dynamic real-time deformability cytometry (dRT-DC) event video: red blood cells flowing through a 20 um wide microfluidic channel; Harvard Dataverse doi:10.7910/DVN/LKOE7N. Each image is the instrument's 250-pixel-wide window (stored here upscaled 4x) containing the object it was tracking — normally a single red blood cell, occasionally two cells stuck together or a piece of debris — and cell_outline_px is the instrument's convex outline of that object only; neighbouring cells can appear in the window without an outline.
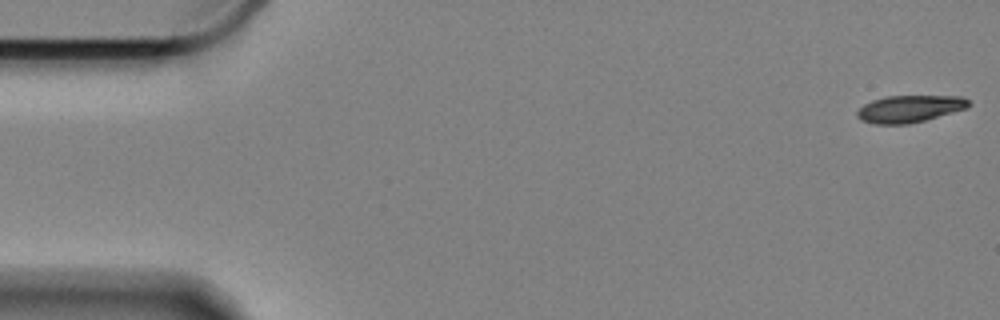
{"species": "Egyptian fruit bat (a non-hibernating species)", "species_latin": "Rousettus aegyptiacus", "temperature_condition": "cold", "stored_images_in_passage": 56, "camera_frame_rate_fps": 3000, "um_per_image_px": 0.085, "animal": {"sex": "female"}, "frame": {"image": 1, "passage_image": 1, "time_ms": 0.0, "image_size_px": [1000, 320], "cell_outline_px": [[972, 104], [964, 108], [952, 112], [924, 120], [908, 124], [876, 124], [860, 120], [856, 116], [856, 112], [864, 104], [872, 100], [884, 96], [964, 96]], "centroid_in_image_um": [77.28, 9.24], "position_along_channel_um": 7.7, "area_um2": 17.51}}
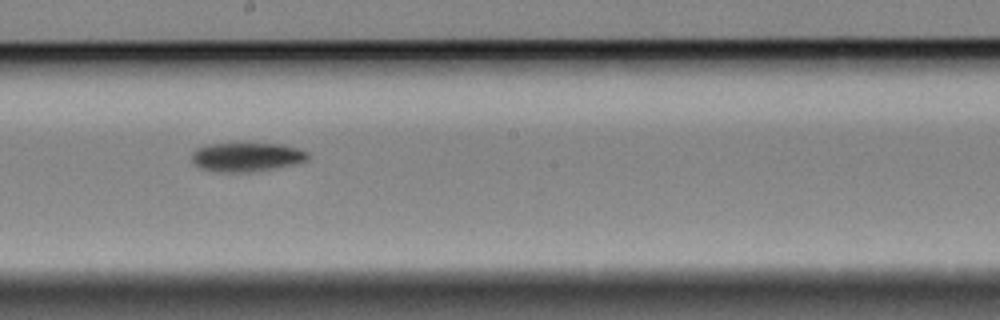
{"frame": {"image": 2, "passage_image": 32, "time_ms": 10.333, "image_size_px": [1000, 320], "cell_outline_px": [[308, 160], [292, 164], [272, 168], [248, 172], [216, 172], [200, 168], [192, 160], [192, 152], [196, 148], [208, 144], [284, 144], [308, 152]], "centroid_in_image_um": [20.93, 13.34], "position_along_channel_um": 227.3, "area_um2": 19.36}}
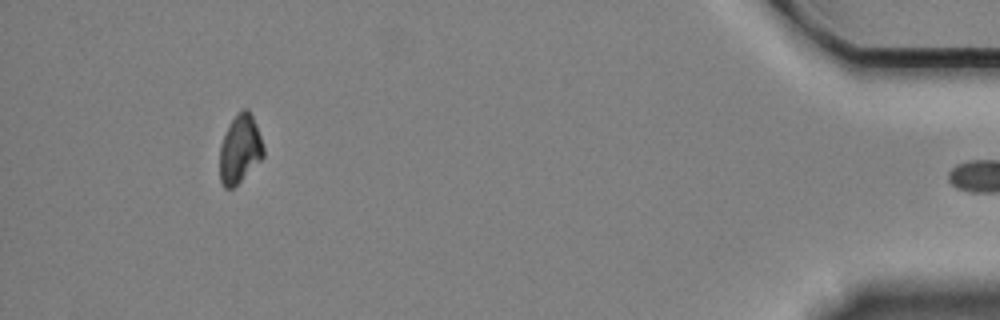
{"frame": {"image": 3, "passage_image": 55, "time_ms": 18.0, "image_size_px": [1000, 320], "cell_outline_px": [[264, 156], [232, 188], [224, 188], [220, 180], [220, 144], [232, 120], [244, 108], [248, 108], [256, 124], [264, 148]], "centroid_in_image_um": [20.39, 12.67], "position_along_channel_um": 414.8, "area_um2": 16.94}}